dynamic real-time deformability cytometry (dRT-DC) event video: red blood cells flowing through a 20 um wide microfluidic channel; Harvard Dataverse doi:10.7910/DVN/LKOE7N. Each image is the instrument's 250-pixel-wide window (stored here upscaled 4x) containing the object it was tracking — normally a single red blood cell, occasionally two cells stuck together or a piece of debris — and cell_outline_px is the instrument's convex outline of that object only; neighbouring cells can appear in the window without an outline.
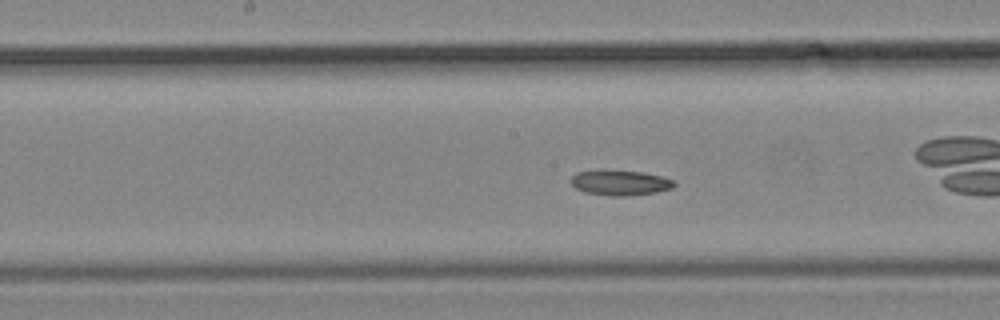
{"species": "common noctule bat (a hibernating species)", "species_latin": "Nyctalus noctula", "temperature_condition": "cold", "stored_images_in_passage": 37, "camera_frame_rate_fps": 3000, "um_per_image_px": 0.085, "animal": {"sex": "male", "body_mass_g": 19.2, "forearm_length_mm": 51.8}, "frame": {"image": 1, "passage_image": 11, "time_ms": 3.333, "image_size_px": [1000, 320], "cell_outline_px": [[676, 184], [672, 188], [656, 192], [632, 196], [612, 196], [584, 192], [576, 188], [572, 184], [572, 176], [576, 172], [644, 172], [664, 176], [672, 180]], "centroid_in_image_um": [52.78, 15.57], "position_along_channel_um": 195.4, "area_um2": 14.68}}
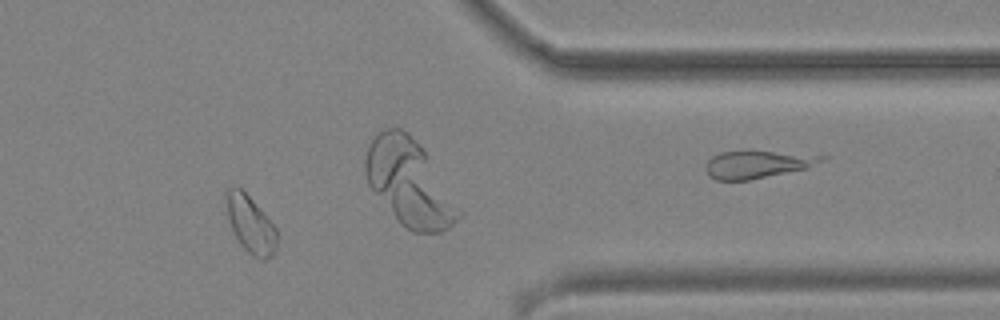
{"frame": {"image": 2, "passage_image": 27, "time_ms": 8.667, "image_size_px": [1000, 320], "cell_outline_px": [[276, 248], [272, 256], [264, 260], [260, 260], [252, 256], [240, 244], [232, 228], [228, 216], [224, 192], [232, 184], [240, 188], [264, 212], [276, 228]], "centroid_in_image_um": [21.28, 19.06], "position_along_channel_um": 390.1, "area_um2": 16.88}}